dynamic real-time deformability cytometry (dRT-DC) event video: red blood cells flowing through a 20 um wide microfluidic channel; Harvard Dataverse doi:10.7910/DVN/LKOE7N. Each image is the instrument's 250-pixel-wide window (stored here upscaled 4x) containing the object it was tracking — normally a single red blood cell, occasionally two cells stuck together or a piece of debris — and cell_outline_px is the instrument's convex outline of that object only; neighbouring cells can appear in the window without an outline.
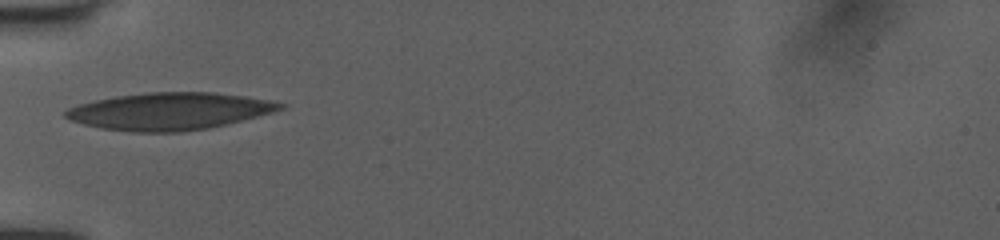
{"species": "human", "species_latin": "Homo sapiens", "temperature_condition": "room temperature", "stored_images_in_passage": 6, "camera_frame_rate_fps": 3000, "um_per_image_px": 0.085, "donor": {"sex": "female"}, "frame": {"image": 1, "passage_image": 1, "time_ms": 0.0, "image_size_px": [1000, 240], "cell_outline_px": [[288, 104], [284, 108], [272, 112], [208, 128], [180, 132], [132, 132], [100, 128], [84, 124], [72, 120], [64, 116], [64, 112], [68, 108], [80, 104], [96, 100], [116, 96], [148, 92], [212, 92], [244, 96], [268, 100]], "centroid_in_image_um": [14.39, 9.45], "position_along_channel_um": 70.6, "area_um2": 46.12}}
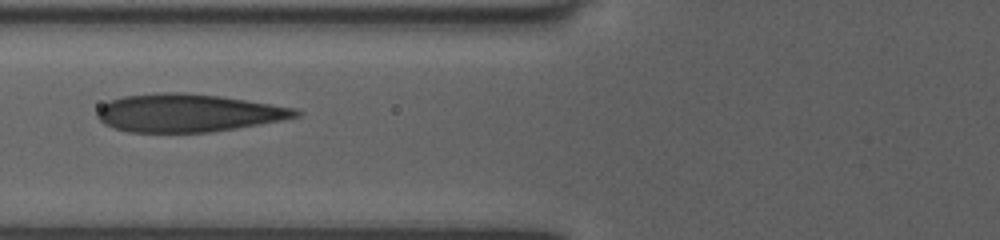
{"frame": {"image": 2, "passage_image": 4, "time_ms": 1.0, "image_size_px": [1000, 240], "cell_outline_px": [[304, 112], [300, 116], [260, 124], [236, 128], [208, 132], [128, 132], [104, 124], [96, 116], [96, 112], [108, 100], [124, 96], [160, 92], [184, 92], [216, 96], [244, 100], [296, 108]], "centroid_in_image_um": [15.97, 9.6], "position_along_channel_um": 109.8, "area_um2": 43.64}}